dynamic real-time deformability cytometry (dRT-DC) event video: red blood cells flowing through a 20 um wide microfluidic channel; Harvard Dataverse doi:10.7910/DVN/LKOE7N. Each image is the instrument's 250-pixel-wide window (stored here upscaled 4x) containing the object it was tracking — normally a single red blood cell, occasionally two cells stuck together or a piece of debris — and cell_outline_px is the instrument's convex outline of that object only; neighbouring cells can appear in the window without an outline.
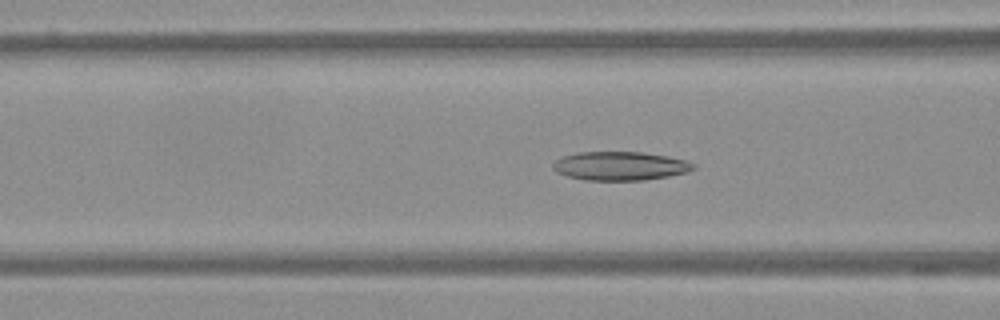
{"species": "Egyptian fruit bat (a non-hibernating species)", "species_latin": "Rousettus aegyptiacus", "temperature_condition": "warm", "stored_images_in_passage": 55, "camera_frame_rate_fps": 3000, "um_per_image_px": 0.085, "frame": {"image": 1, "passage_image": 22, "time_ms": 7.0, "image_size_px": [1000, 320], "cell_outline_px": [[696, 168], [688, 172], [668, 176], [644, 180], [584, 180], [568, 176], [556, 172], [552, 168], [552, 164], [556, 160], [564, 156], [576, 152], [640, 152], [668, 156], [684, 160], [696, 164]], "centroid_in_image_um": [52.71, 14.11], "position_along_channel_um": 113.9, "area_um2": 23.52}}
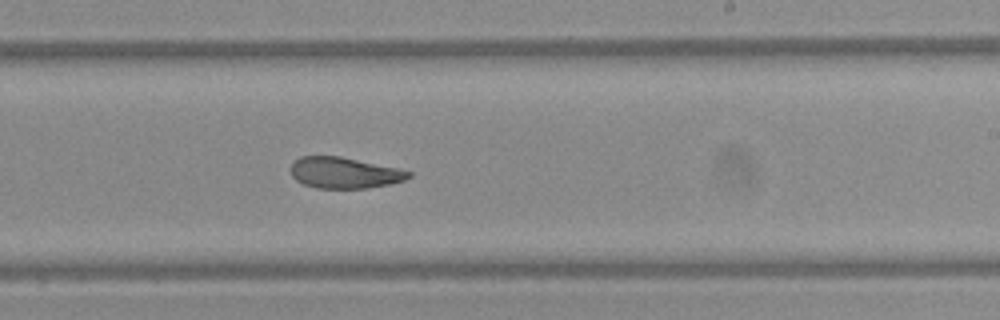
{"frame": {"image": 2, "passage_image": 34, "time_ms": 11.0, "image_size_px": [1000, 320], "cell_outline_px": [[412, 176], [404, 180], [392, 184], [368, 188], [316, 188], [304, 184], [296, 180], [292, 176], [292, 164], [300, 156], [340, 156], [400, 168], [412, 172]], "centroid_in_image_um": [29.32, 14.69], "position_along_channel_um": 259.7, "area_um2": 21.44}}
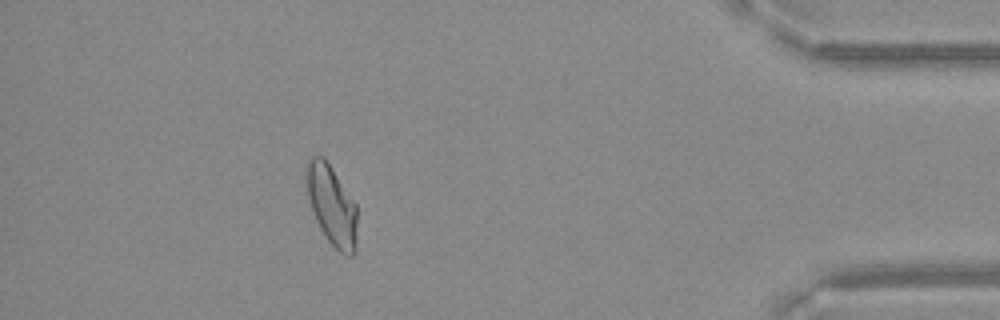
{"frame": {"image": 3, "passage_image": 50, "time_ms": 16.333, "image_size_px": [1000, 320], "cell_outline_px": [[356, 252], [352, 256], [344, 256], [328, 240], [320, 228], [316, 220], [308, 196], [304, 176], [304, 168], [308, 160], [312, 156], [324, 156], [356, 204]], "centroid_in_image_um": [28.18, 17.43], "position_along_channel_um": 407.0, "area_um2": 23.76}}